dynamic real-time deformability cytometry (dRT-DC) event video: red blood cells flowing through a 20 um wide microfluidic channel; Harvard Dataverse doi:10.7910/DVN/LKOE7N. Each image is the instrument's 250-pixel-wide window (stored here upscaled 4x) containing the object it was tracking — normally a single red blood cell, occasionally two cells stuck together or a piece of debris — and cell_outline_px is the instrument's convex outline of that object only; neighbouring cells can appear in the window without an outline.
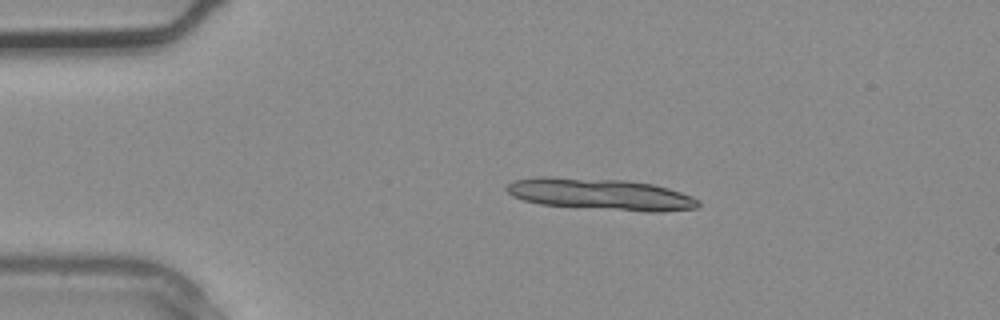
{"species": "common noctule bat (a hibernating species)", "species_latin": "Nyctalus noctula", "temperature_condition": "warm", "stored_images_in_passage": 1, "camera_frame_rate_fps": 3000, "um_per_image_px": 0.085, "animal": {"sex": "male", "body_mass_g": 20.4}, "frame": {"image": 1, "passage_image": 1, "time_ms": 0.0, "image_size_px": [1000, 320], "cell_outline_px": [[700, 204], [696, 208], [660, 212], [648, 212], [540, 204], [524, 200], [512, 196], [504, 188], [512, 180], [536, 176], [548, 176], [628, 180], [652, 184], [668, 188], [692, 196], [700, 200]], "centroid_in_image_um": [51.03, 16.49], "position_along_channel_um": 34.0, "area_um2": 35.43}}